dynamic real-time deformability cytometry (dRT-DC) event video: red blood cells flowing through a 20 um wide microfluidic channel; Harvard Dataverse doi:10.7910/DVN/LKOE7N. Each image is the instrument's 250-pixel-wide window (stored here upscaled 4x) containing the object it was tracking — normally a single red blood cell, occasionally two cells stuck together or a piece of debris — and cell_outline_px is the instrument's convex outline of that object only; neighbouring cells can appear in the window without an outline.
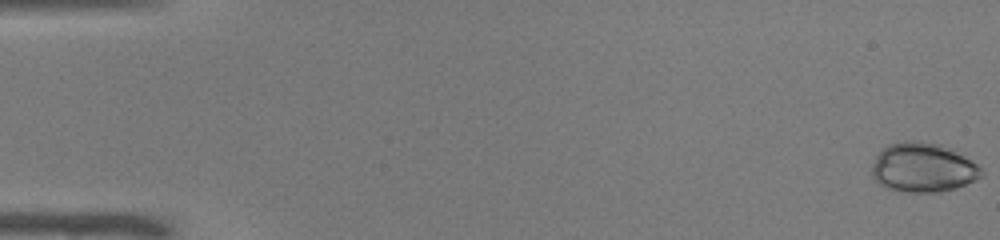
{"species": "common noctule bat (a hibernating species)", "species_latin": "Nyctalus noctula", "temperature_condition": "warm", "stored_images_in_passage": 52, "camera_frame_rate_fps": 3000, "um_per_image_px": 0.085, "animal": {"sex": "male", "body_mass_g": 19.0, "forearm_length_mm": 50.8}, "frame": {"image": 1, "passage_image": 1, "time_ms": 0.0, "image_size_px": [1000, 240], "cell_outline_px": [[984, 176], [964, 184], [952, 188], [936, 192], [908, 192], [888, 188], [880, 184], [872, 176], [872, 164], [880, 148], [888, 144], [904, 140], [916, 140], [940, 144], [952, 148], [976, 164], [984, 172]], "centroid_in_image_um": [78.42, 14.21], "position_along_channel_um": 6.6, "area_um2": 31.5}}
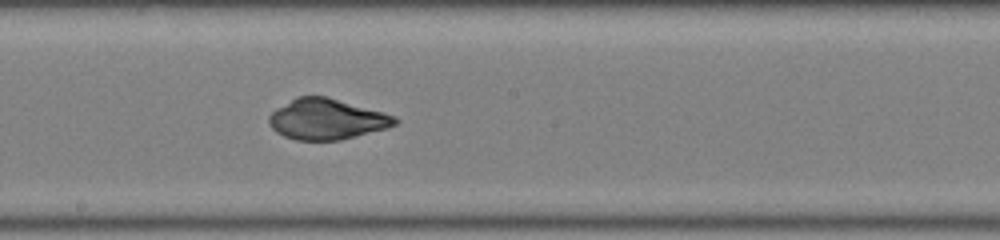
{"frame": {"image": 2, "passage_image": 29, "time_ms": 9.333, "image_size_px": [1000, 240], "cell_outline_px": [[400, 120], [396, 124], [388, 128], [340, 140], [296, 140], [284, 136], [276, 132], [268, 124], [268, 116], [276, 108], [296, 96], [328, 96], [384, 112], [396, 116]], "centroid_in_image_um": [27.78, 10.12], "position_along_channel_um": 220.4, "area_um2": 30.11}}
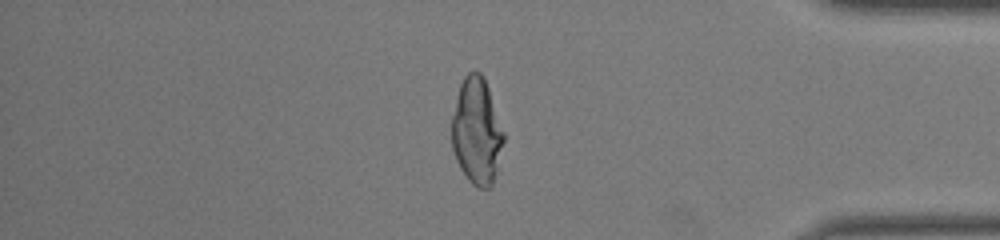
{"frame": {"image": 3, "passage_image": 44, "time_ms": 14.333, "image_size_px": [1000, 240], "cell_outline_px": [[504, 140], [496, 172], [492, 184], [488, 188], [480, 188], [472, 184], [468, 180], [460, 168], [456, 160], [452, 148], [452, 116], [460, 84], [464, 76], [468, 72], [480, 72], [484, 76], [504, 132]], "centroid_in_image_um": [40.52, 11.16], "position_along_channel_um": 394.7, "area_um2": 32.02}}